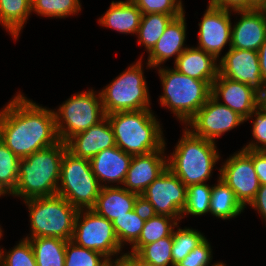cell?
<instances>
[{
    "instance_id": "22",
    "label": "cell",
    "mask_w": 266,
    "mask_h": 266,
    "mask_svg": "<svg viewBox=\"0 0 266 266\" xmlns=\"http://www.w3.org/2000/svg\"><path fill=\"white\" fill-rule=\"evenodd\" d=\"M139 204L140 196L129 192L123 186H104L92 210L113 222L116 218L134 210Z\"/></svg>"
},
{
    "instance_id": "19",
    "label": "cell",
    "mask_w": 266,
    "mask_h": 266,
    "mask_svg": "<svg viewBox=\"0 0 266 266\" xmlns=\"http://www.w3.org/2000/svg\"><path fill=\"white\" fill-rule=\"evenodd\" d=\"M67 150L74 156L90 160L102 150L116 146L115 136L107 116L86 131L71 137Z\"/></svg>"
},
{
    "instance_id": "14",
    "label": "cell",
    "mask_w": 266,
    "mask_h": 266,
    "mask_svg": "<svg viewBox=\"0 0 266 266\" xmlns=\"http://www.w3.org/2000/svg\"><path fill=\"white\" fill-rule=\"evenodd\" d=\"M219 62L221 76L247 84L262 97L266 95V84L262 80L257 51L229 48Z\"/></svg>"
},
{
    "instance_id": "26",
    "label": "cell",
    "mask_w": 266,
    "mask_h": 266,
    "mask_svg": "<svg viewBox=\"0 0 266 266\" xmlns=\"http://www.w3.org/2000/svg\"><path fill=\"white\" fill-rule=\"evenodd\" d=\"M177 225L178 221L171 216L148 213L141 234L132 245L131 253L136 254L144 245L170 236Z\"/></svg>"
},
{
    "instance_id": "48",
    "label": "cell",
    "mask_w": 266,
    "mask_h": 266,
    "mask_svg": "<svg viewBox=\"0 0 266 266\" xmlns=\"http://www.w3.org/2000/svg\"><path fill=\"white\" fill-rule=\"evenodd\" d=\"M260 8V0H252Z\"/></svg>"
},
{
    "instance_id": "2",
    "label": "cell",
    "mask_w": 266,
    "mask_h": 266,
    "mask_svg": "<svg viewBox=\"0 0 266 266\" xmlns=\"http://www.w3.org/2000/svg\"><path fill=\"white\" fill-rule=\"evenodd\" d=\"M67 145L59 141L19 161L18 184L13 196L24 200L57 195L61 162Z\"/></svg>"
},
{
    "instance_id": "9",
    "label": "cell",
    "mask_w": 266,
    "mask_h": 266,
    "mask_svg": "<svg viewBox=\"0 0 266 266\" xmlns=\"http://www.w3.org/2000/svg\"><path fill=\"white\" fill-rule=\"evenodd\" d=\"M54 114L59 140L64 143L106 117L101 94L95 95L93 89L74 94Z\"/></svg>"
},
{
    "instance_id": "46",
    "label": "cell",
    "mask_w": 266,
    "mask_h": 266,
    "mask_svg": "<svg viewBox=\"0 0 266 266\" xmlns=\"http://www.w3.org/2000/svg\"><path fill=\"white\" fill-rule=\"evenodd\" d=\"M134 266H152L150 263L144 262L136 254H134Z\"/></svg>"
},
{
    "instance_id": "24",
    "label": "cell",
    "mask_w": 266,
    "mask_h": 266,
    "mask_svg": "<svg viewBox=\"0 0 266 266\" xmlns=\"http://www.w3.org/2000/svg\"><path fill=\"white\" fill-rule=\"evenodd\" d=\"M141 17V10L131 0L112 1L110 8L99 18V23L120 33L137 34Z\"/></svg>"
},
{
    "instance_id": "45",
    "label": "cell",
    "mask_w": 266,
    "mask_h": 266,
    "mask_svg": "<svg viewBox=\"0 0 266 266\" xmlns=\"http://www.w3.org/2000/svg\"><path fill=\"white\" fill-rule=\"evenodd\" d=\"M258 57H259V66L261 71V76L263 82L266 84V40L259 48Z\"/></svg>"
},
{
    "instance_id": "17",
    "label": "cell",
    "mask_w": 266,
    "mask_h": 266,
    "mask_svg": "<svg viewBox=\"0 0 266 266\" xmlns=\"http://www.w3.org/2000/svg\"><path fill=\"white\" fill-rule=\"evenodd\" d=\"M164 151L165 149H159L148 154L133 156L123 184L126 186L124 188L141 196L144 190L167 169Z\"/></svg>"
},
{
    "instance_id": "32",
    "label": "cell",
    "mask_w": 266,
    "mask_h": 266,
    "mask_svg": "<svg viewBox=\"0 0 266 266\" xmlns=\"http://www.w3.org/2000/svg\"><path fill=\"white\" fill-rule=\"evenodd\" d=\"M172 246L173 238L171 234L156 242L144 245L136 255L152 266H168L169 264L173 266Z\"/></svg>"
},
{
    "instance_id": "11",
    "label": "cell",
    "mask_w": 266,
    "mask_h": 266,
    "mask_svg": "<svg viewBox=\"0 0 266 266\" xmlns=\"http://www.w3.org/2000/svg\"><path fill=\"white\" fill-rule=\"evenodd\" d=\"M187 187L168 168L141 194L140 203L151 214L182 219Z\"/></svg>"
},
{
    "instance_id": "47",
    "label": "cell",
    "mask_w": 266,
    "mask_h": 266,
    "mask_svg": "<svg viewBox=\"0 0 266 266\" xmlns=\"http://www.w3.org/2000/svg\"><path fill=\"white\" fill-rule=\"evenodd\" d=\"M262 11H263V13L266 15V2H265V4L260 8Z\"/></svg>"
},
{
    "instance_id": "20",
    "label": "cell",
    "mask_w": 266,
    "mask_h": 266,
    "mask_svg": "<svg viewBox=\"0 0 266 266\" xmlns=\"http://www.w3.org/2000/svg\"><path fill=\"white\" fill-rule=\"evenodd\" d=\"M132 157L119 147L114 146L102 150L89 161L92 172L101 187H104L108 186L103 184L105 182L124 184Z\"/></svg>"
},
{
    "instance_id": "42",
    "label": "cell",
    "mask_w": 266,
    "mask_h": 266,
    "mask_svg": "<svg viewBox=\"0 0 266 266\" xmlns=\"http://www.w3.org/2000/svg\"><path fill=\"white\" fill-rule=\"evenodd\" d=\"M252 162L260 185L266 184V151H253Z\"/></svg>"
},
{
    "instance_id": "52",
    "label": "cell",
    "mask_w": 266,
    "mask_h": 266,
    "mask_svg": "<svg viewBox=\"0 0 266 266\" xmlns=\"http://www.w3.org/2000/svg\"><path fill=\"white\" fill-rule=\"evenodd\" d=\"M218 266H226L225 264H223V262L222 263H220Z\"/></svg>"
},
{
    "instance_id": "4",
    "label": "cell",
    "mask_w": 266,
    "mask_h": 266,
    "mask_svg": "<svg viewBox=\"0 0 266 266\" xmlns=\"http://www.w3.org/2000/svg\"><path fill=\"white\" fill-rule=\"evenodd\" d=\"M220 156L215 142L194 135L189 128L167 159V168L186 186L205 183Z\"/></svg>"
},
{
    "instance_id": "31",
    "label": "cell",
    "mask_w": 266,
    "mask_h": 266,
    "mask_svg": "<svg viewBox=\"0 0 266 266\" xmlns=\"http://www.w3.org/2000/svg\"><path fill=\"white\" fill-rule=\"evenodd\" d=\"M20 158L0 141V192L12 194L18 184Z\"/></svg>"
},
{
    "instance_id": "35",
    "label": "cell",
    "mask_w": 266,
    "mask_h": 266,
    "mask_svg": "<svg viewBox=\"0 0 266 266\" xmlns=\"http://www.w3.org/2000/svg\"><path fill=\"white\" fill-rule=\"evenodd\" d=\"M211 186L205 183L190 185L187 187L186 204L182 211L184 215L200 216L209 212L211 202Z\"/></svg>"
},
{
    "instance_id": "37",
    "label": "cell",
    "mask_w": 266,
    "mask_h": 266,
    "mask_svg": "<svg viewBox=\"0 0 266 266\" xmlns=\"http://www.w3.org/2000/svg\"><path fill=\"white\" fill-rule=\"evenodd\" d=\"M5 253L0 249V266H37L35 253L28 239L19 241L10 252Z\"/></svg>"
},
{
    "instance_id": "18",
    "label": "cell",
    "mask_w": 266,
    "mask_h": 266,
    "mask_svg": "<svg viewBox=\"0 0 266 266\" xmlns=\"http://www.w3.org/2000/svg\"><path fill=\"white\" fill-rule=\"evenodd\" d=\"M234 12L241 17L231 30L229 48L258 51L266 40V15L261 9Z\"/></svg>"
},
{
    "instance_id": "30",
    "label": "cell",
    "mask_w": 266,
    "mask_h": 266,
    "mask_svg": "<svg viewBox=\"0 0 266 266\" xmlns=\"http://www.w3.org/2000/svg\"><path fill=\"white\" fill-rule=\"evenodd\" d=\"M181 15H168L163 13L142 14L138 28V43L145 46L149 52L165 32L166 27L176 17Z\"/></svg>"
},
{
    "instance_id": "29",
    "label": "cell",
    "mask_w": 266,
    "mask_h": 266,
    "mask_svg": "<svg viewBox=\"0 0 266 266\" xmlns=\"http://www.w3.org/2000/svg\"><path fill=\"white\" fill-rule=\"evenodd\" d=\"M31 13V0H0V23L14 39Z\"/></svg>"
},
{
    "instance_id": "50",
    "label": "cell",
    "mask_w": 266,
    "mask_h": 266,
    "mask_svg": "<svg viewBox=\"0 0 266 266\" xmlns=\"http://www.w3.org/2000/svg\"><path fill=\"white\" fill-rule=\"evenodd\" d=\"M266 0H260V8L265 4Z\"/></svg>"
},
{
    "instance_id": "13",
    "label": "cell",
    "mask_w": 266,
    "mask_h": 266,
    "mask_svg": "<svg viewBox=\"0 0 266 266\" xmlns=\"http://www.w3.org/2000/svg\"><path fill=\"white\" fill-rule=\"evenodd\" d=\"M245 119L210 96L204 106L187 122L194 135L215 142V138L239 126Z\"/></svg>"
},
{
    "instance_id": "10",
    "label": "cell",
    "mask_w": 266,
    "mask_h": 266,
    "mask_svg": "<svg viewBox=\"0 0 266 266\" xmlns=\"http://www.w3.org/2000/svg\"><path fill=\"white\" fill-rule=\"evenodd\" d=\"M71 241L78 246L100 252L108 259L115 254L117 257L123 248L112 222L92 209L78 211Z\"/></svg>"
},
{
    "instance_id": "34",
    "label": "cell",
    "mask_w": 266,
    "mask_h": 266,
    "mask_svg": "<svg viewBox=\"0 0 266 266\" xmlns=\"http://www.w3.org/2000/svg\"><path fill=\"white\" fill-rule=\"evenodd\" d=\"M80 0H31V11L44 17L65 18L81 10Z\"/></svg>"
},
{
    "instance_id": "23",
    "label": "cell",
    "mask_w": 266,
    "mask_h": 266,
    "mask_svg": "<svg viewBox=\"0 0 266 266\" xmlns=\"http://www.w3.org/2000/svg\"><path fill=\"white\" fill-rule=\"evenodd\" d=\"M217 59L202 49L188 47L174 61V69L186 76L211 84L216 80L219 73Z\"/></svg>"
},
{
    "instance_id": "12",
    "label": "cell",
    "mask_w": 266,
    "mask_h": 266,
    "mask_svg": "<svg viewBox=\"0 0 266 266\" xmlns=\"http://www.w3.org/2000/svg\"><path fill=\"white\" fill-rule=\"evenodd\" d=\"M219 170L220 178L234 191L236 198L246 208L260 187L252 162V150L242 149L233 154Z\"/></svg>"
},
{
    "instance_id": "27",
    "label": "cell",
    "mask_w": 266,
    "mask_h": 266,
    "mask_svg": "<svg viewBox=\"0 0 266 266\" xmlns=\"http://www.w3.org/2000/svg\"><path fill=\"white\" fill-rule=\"evenodd\" d=\"M25 239L33 247L37 266H65L66 240L51 237Z\"/></svg>"
},
{
    "instance_id": "21",
    "label": "cell",
    "mask_w": 266,
    "mask_h": 266,
    "mask_svg": "<svg viewBox=\"0 0 266 266\" xmlns=\"http://www.w3.org/2000/svg\"><path fill=\"white\" fill-rule=\"evenodd\" d=\"M185 14L174 18L166 27L165 32L149 51L147 67H160L162 62L170 59L172 56L177 57L188 47H184L186 38Z\"/></svg>"
},
{
    "instance_id": "15",
    "label": "cell",
    "mask_w": 266,
    "mask_h": 266,
    "mask_svg": "<svg viewBox=\"0 0 266 266\" xmlns=\"http://www.w3.org/2000/svg\"><path fill=\"white\" fill-rule=\"evenodd\" d=\"M207 7L202 21L198 24L200 29L197 48L212 54L217 59L225 45L231 44V11L210 4Z\"/></svg>"
},
{
    "instance_id": "44",
    "label": "cell",
    "mask_w": 266,
    "mask_h": 266,
    "mask_svg": "<svg viewBox=\"0 0 266 266\" xmlns=\"http://www.w3.org/2000/svg\"><path fill=\"white\" fill-rule=\"evenodd\" d=\"M108 259L107 266H134V253H124L114 261Z\"/></svg>"
},
{
    "instance_id": "1",
    "label": "cell",
    "mask_w": 266,
    "mask_h": 266,
    "mask_svg": "<svg viewBox=\"0 0 266 266\" xmlns=\"http://www.w3.org/2000/svg\"><path fill=\"white\" fill-rule=\"evenodd\" d=\"M0 141L20 159L57 144L54 110L18 93L0 111Z\"/></svg>"
},
{
    "instance_id": "28",
    "label": "cell",
    "mask_w": 266,
    "mask_h": 266,
    "mask_svg": "<svg viewBox=\"0 0 266 266\" xmlns=\"http://www.w3.org/2000/svg\"><path fill=\"white\" fill-rule=\"evenodd\" d=\"M148 211L140 203L134 210L116 218L112 224L121 247L126 242L133 245L139 238Z\"/></svg>"
},
{
    "instance_id": "3",
    "label": "cell",
    "mask_w": 266,
    "mask_h": 266,
    "mask_svg": "<svg viewBox=\"0 0 266 266\" xmlns=\"http://www.w3.org/2000/svg\"><path fill=\"white\" fill-rule=\"evenodd\" d=\"M116 146L132 156L165 149L159 121L152 110L122 111L106 115Z\"/></svg>"
},
{
    "instance_id": "41",
    "label": "cell",
    "mask_w": 266,
    "mask_h": 266,
    "mask_svg": "<svg viewBox=\"0 0 266 266\" xmlns=\"http://www.w3.org/2000/svg\"><path fill=\"white\" fill-rule=\"evenodd\" d=\"M209 4L233 12L260 9L252 0H210Z\"/></svg>"
},
{
    "instance_id": "5",
    "label": "cell",
    "mask_w": 266,
    "mask_h": 266,
    "mask_svg": "<svg viewBox=\"0 0 266 266\" xmlns=\"http://www.w3.org/2000/svg\"><path fill=\"white\" fill-rule=\"evenodd\" d=\"M158 71L164 91L160 104L187 124L211 96V83L186 76L176 69L160 67Z\"/></svg>"
},
{
    "instance_id": "43",
    "label": "cell",
    "mask_w": 266,
    "mask_h": 266,
    "mask_svg": "<svg viewBox=\"0 0 266 266\" xmlns=\"http://www.w3.org/2000/svg\"><path fill=\"white\" fill-rule=\"evenodd\" d=\"M249 205L257 210L258 213L260 212L259 214H261L262 218L266 221V184L260 185L256 196Z\"/></svg>"
},
{
    "instance_id": "7",
    "label": "cell",
    "mask_w": 266,
    "mask_h": 266,
    "mask_svg": "<svg viewBox=\"0 0 266 266\" xmlns=\"http://www.w3.org/2000/svg\"><path fill=\"white\" fill-rule=\"evenodd\" d=\"M57 195L66 199L78 210L92 209L99 196L101 185L92 172L90 161L74 156L66 150L60 171Z\"/></svg>"
},
{
    "instance_id": "25",
    "label": "cell",
    "mask_w": 266,
    "mask_h": 266,
    "mask_svg": "<svg viewBox=\"0 0 266 266\" xmlns=\"http://www.w3.org/2000/svg\"><path fill=\"white\" fill-rule=\"evenodd\" d=\"M234 191L219 177L217 185L212 186L209 212L221 219H231L244 210Z\"/></svg>"
},
{
    "instance_id": "49",
    "label": "cell",
    "mask_w": 266,
    "mask_h": 266,
    "mask_svg": "<svg viewBox=\"0 0 266 266\" xmlns=\"http://www.w3.org/2000/svg\"><path fill=\"white\" fill-rule=\"evenodd\" d=\"M262 103L266 106V95L262 97Z\"/></svg>"
},
{
    "instance_id": "8",
    "label": "cell",
    "mask_w": 266,
    "mask_h": 266,
    "mask_svg": "<svg viewBox=\"0 0 266 266\" xmlns=\"http://www.w3.org/2000/svg\"><path fill=\"white\" fill-rule=\"evenodd\" d=\"M141 59L100 92L105 114L151 108Z\"/></svg>"
},
{
    "instance_id": "16",
    "label": "cell",
    "mask_w": 266,
    "mask_h": 266,
    "mask_svg": "<svg viewBox=\"0 0 266 266\" xmlns=\"http://www.w3.org/2000/svg\"><path fill=\"white\" fill-rule=\"evenodd\" d=\"M211 96L219 101L222 96L224 103H220L237 112L245 121L249 119L252 111L262 103V96L253 88L223 77L219 73L211 84Z\"/></svg>"
},
{
    "instance_id": "39",
    "label": "cell",
    "mask_w": 266,
    "mask_h": 266,
    "mask_svg": "<svg viewBox=\"0 0 266 266\" xmlns=\"http://www.w3.org/2000/svg\"><path fill=\"white\" fill-rule=\"evenodd\" d=\"M255 115L253 121L252 135L256 141L249 142V144L242 149L253 151H266V106L261 103L255 110L252 111L249 118ZM260 143V145H259Z\"/></svg>"
},
{
    "instance_id": "6",
    "label": "cell",
    "mask_w": 266,
    "mask_h": 266,
    "mask_svg": "<svg viewBox=\"0 0 266 266\" xmlns=\"http://www.w3.org/2000/svg\"><path fill=\"white\" fill-rule=\"evenodd\" d=\"M29 208L31 235L26 238L51 237L70 241L78 209L59 195L24 200Z\"/></svg>"
},
{
    "instance_id": "36",
    "label": "cell",
    "mask_w": 266,
    "mask_h": 266,
    "mask_svg": "<svg viewBox=\"0 0 266 266\" xmlns=\"http://www.w3.org/2000/svg\"><path fill=\"white\" fill-rule=\"evenodd\" d=\"M108 258L100 252L67 241L65 248V266H106Z\"/></svg>"
},
{
    "instance_id": "51",
    "label": "cell",
    "mask_w": 266,
    "mask_h": 266,
    "mask_svg": "<svg viewBox=\"0 0 266 266\" xmlns=\"http://www.w3.org/2000/svg\"><path fill=\"white\" fill-rule=\"evenodd\" d=\"M1 236H2V229H1V227H0V238H1Z\"/></svg>"
},
{
    "instance_id": "40",
    "label": "cell",
    "mask_w": 266,
    "mask_h": 266,
    "mask_svg": "<svg viewBox=\"0 0 266 266\" xmlns=\"http://www.w3.org/2000/svg\"><path fill=\"white\" fill-rule=\"evenodd\" d=\"M212 260V250L208 240L205 238L198 246H196L179 264L178 266H208ZM214 263L212 266H218Z\"/></svg>"
},
{
    "instance_id": "38",
    "label": "cell",
    "mask_w": 266,
    "mask_h": 266,
    "mask_svg": "<svg viewBox=\"0 0 266 266\" xmlns=\"http://www.w3.org/2000/svg\"><path fill=\"white\" fill-rule=\"evenodd\" d=\"M142 12L182 15L184 7L181 0H131Z\"/></svg>"
},
{
    "instance_id": "33",
    "label": "cell",
    "mask_w": 266,
    "mask_h": 266,
    "mask_svg": "<svg viewBox=\"0 0 266 266\" xmlns=\"http://www.w3.org/2000/svg\"><path fill=\"white\" fill-rule=\"evenodd\" d=\"M173 246L172 258L173 265L179 264L196 246H198L206 237L198 230L178 226L177 231H172Z\"/></svg>"
}]
</instances>
